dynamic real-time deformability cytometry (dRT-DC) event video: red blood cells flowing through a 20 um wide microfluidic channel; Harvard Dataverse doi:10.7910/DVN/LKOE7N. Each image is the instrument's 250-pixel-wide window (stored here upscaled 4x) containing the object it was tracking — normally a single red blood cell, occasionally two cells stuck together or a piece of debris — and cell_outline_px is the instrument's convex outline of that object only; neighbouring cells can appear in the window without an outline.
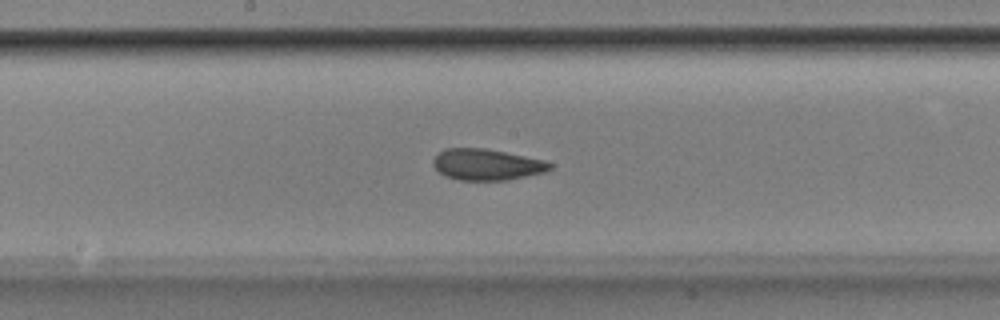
{"species": "Egyptian fruit bat (a non-hibernating species)", "species_latin": "Rousettus aegyptiacus", "temperature_condition": "room temperature", "stored_images_in_passage": 53, "camera_frame_rate_fps": 3000, "um_per_image_px": 0.085, "animal": {"sex": "male"}, "frame": {"image": 1, "passage_image": 28, "time_ms": 9.0, "image_size_px": [1000, 320], "cell_outline_px": [[552, 168], [548, 172], [508, 180], [460, 180], [444, 176], [432, 164], [432, 160], [444, 148], [484, 148], [544, 160], [552, 164]], "centroid_in_image_um": [41.39, 13.99], "position_along_channel_um": 206.8, "area_um2": 21.27}}
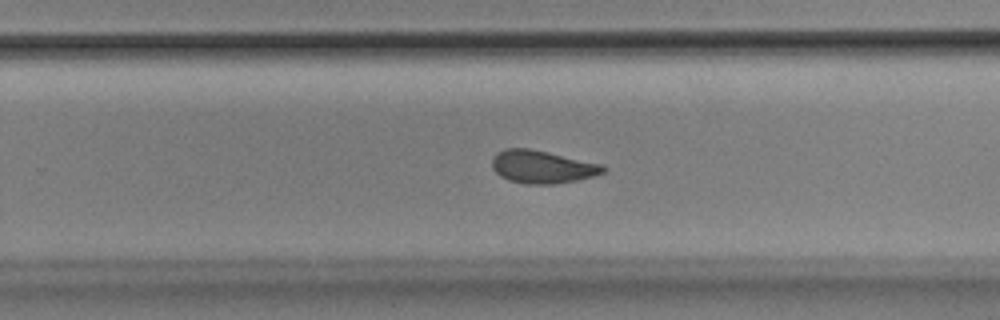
{"frame": {"image": 2, "passage_image": 34, "time_ms": 11.0, "image_size_px": [1000, 320], "cell_outline_px": [[608, 168], [604, 172], [592, 176], [576, 180], [552, 184], [528, 184], [508, 180], [500, 176], [492, 168], [492, 160], [496, 152], [504, 148], [528, 148], [548, 152], [604, 164]], "centroid_in_image_um": [46.09, 14.17], "position_along_channel_um": 283.7, "area_um2": 21.33}}
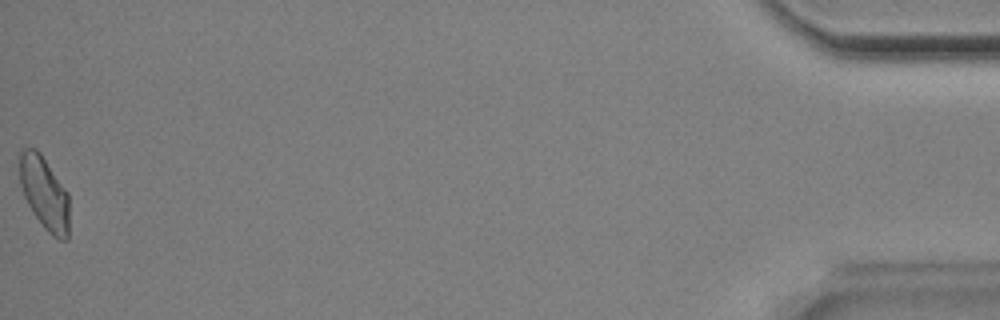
{"frame": {"image": 3, "passage_image": 53, "time_ms": 17.333, "image_size_px": [1000, 320], "cell_outline_px": [[68, 240], [60, 240], [52, 236], [44, 228], [32, 212], [24, 196], [20, 184], [20, 152], [24, 148], [36, 148], [40, 152], [68, 192]], "centroid_in_image_um": [3.78, 16.42], "position_along_channel_um": 431.4, "area_um2": 21.1}, "authors_computed_cell_mechanics": {"area_um2": 21.675, "velocity_mm_per_s": 3.8689, "shape_relaxation_time_tau1_ms": 7.077, "shape_relaxation_time_tau2_ms": 2.1105, "deformation_change_tau1": 0.1555, "deformation_change_tau2": 0.067}}